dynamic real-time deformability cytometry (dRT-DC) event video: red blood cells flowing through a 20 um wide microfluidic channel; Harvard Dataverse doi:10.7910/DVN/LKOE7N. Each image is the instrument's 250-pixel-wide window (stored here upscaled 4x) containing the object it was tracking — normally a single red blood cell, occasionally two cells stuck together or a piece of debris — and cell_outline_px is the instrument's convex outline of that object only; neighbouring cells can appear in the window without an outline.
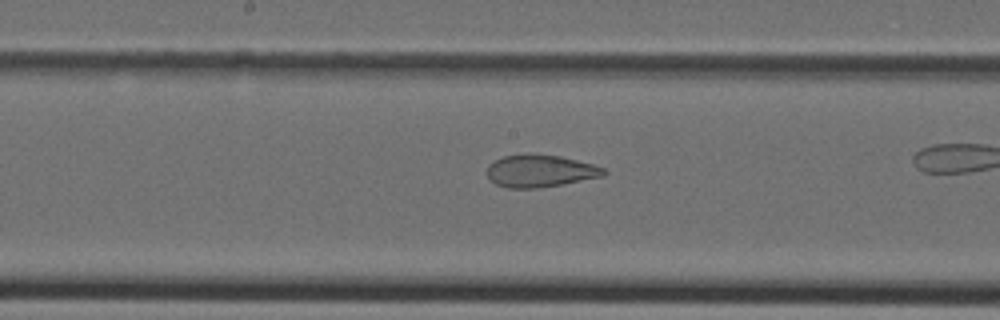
{"species": "Egyptian fruit bat (a non-hibernating species)", "species_latin": "Rousettus aegyptiacus", "temperature_condition": "cold", "stored_images_in_passage": 19, "camera_frame_rate_fps": 3000, "um_per_image_px": 0.085, "animal": {"sex": "female"}, "frame": {"image": 1, "passage_image": 9, "time_ms": 2.667, "image_size_px": [1000, 320], "cell_outline_px": [[608, 172], [604, 176], [560, 184], [536, 188], [504, 188], [496, 184], [488, 176], [488, 164], [504, 156], [532, 152], [560, 156], [592, 164], [604, 168]], "centroid_in_image_um": [45.91, 14.51], "position_along_channel_um": 202.3, "area_um2": 22.02}}